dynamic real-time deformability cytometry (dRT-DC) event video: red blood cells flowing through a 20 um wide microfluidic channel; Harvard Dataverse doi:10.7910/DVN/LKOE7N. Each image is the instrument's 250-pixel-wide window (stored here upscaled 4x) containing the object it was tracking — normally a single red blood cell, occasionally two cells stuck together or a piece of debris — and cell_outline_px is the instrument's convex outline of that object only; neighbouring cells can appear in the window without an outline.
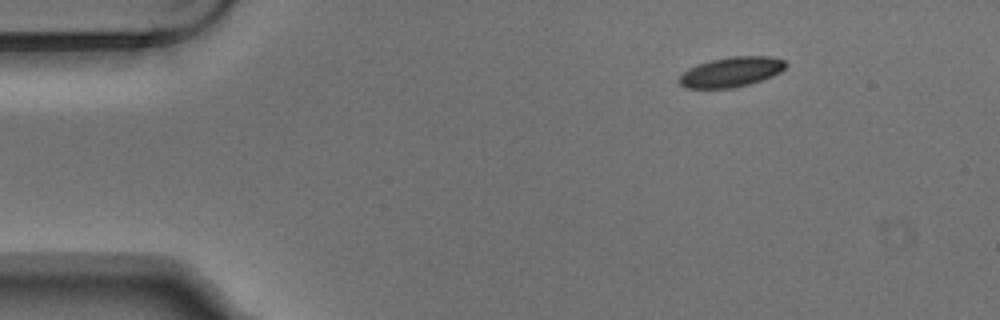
{"species": "Egyptian fruit bat (a non-hibernating species)", "species_latin": "Rousettus aegyptiacus", "temperature_condition": "warm", "stored_images_in_passage": 2, "camera_frame_rate_fps": 3000, "um_per_image_px": 0.085, "animal": {"sex": "male"}, "frame": {"image": 1, "passage_image": 2, "time_ms": 0.333, "image_size_px": [1000, 320], "cell_outline_px": [[788, 64], [780, 72], [772, 76], [748, 84], [732, 88], [684, 88], [676, 80], [688, 68], [712, 60], [732, 56], [768, 56], [784, 60]], "centroid_in_image_um": [62.14, 6.12], "position_along_channel_um": 22.9, "area_um2": 18.44}}